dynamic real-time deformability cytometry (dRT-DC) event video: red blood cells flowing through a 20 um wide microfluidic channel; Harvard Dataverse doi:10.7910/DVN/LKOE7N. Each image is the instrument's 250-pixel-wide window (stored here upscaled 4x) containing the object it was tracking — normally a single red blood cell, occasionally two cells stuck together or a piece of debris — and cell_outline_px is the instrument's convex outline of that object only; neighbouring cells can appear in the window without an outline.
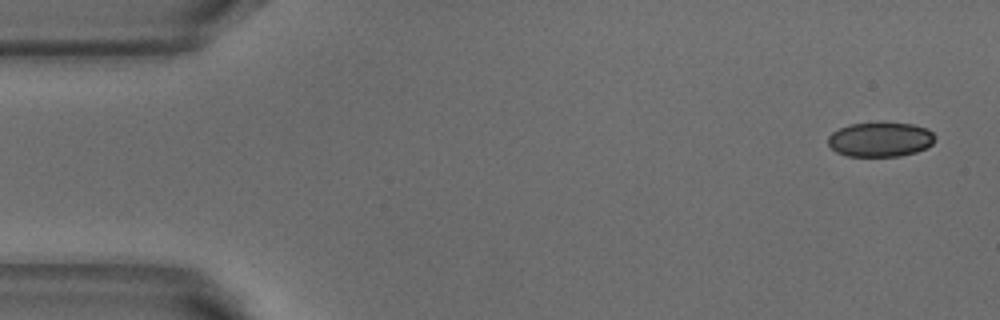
{"species": "common noctule bat (a hibernating species)", "species_latin": "Nyctalus noctula", "temperature_condition": "warm", "stored_images_in_passage": 5, "camera_frame_rate_fps": 3000, "um_per_image_px": 0.085, "animal": {"sex": "male", "body_mass_g": 18.8}, "frame": {"image": 1, "passage_image": 1, "time_ms": 0.0, "image_size_px": [1000, 320], "cell_outline_px": [[936, 140], [932, 144], [916, 152], [900, 156], [848, 156], [836, 152], [828, 144], [828, 136], [832, 132], [840, 128], [852, 124], [912, 124], [928, 128], [936, 136]], "centroid_in_image_um": [74.84, 11.87], "position_along_channel_um": 10.2, "area_um2": 21.27}}
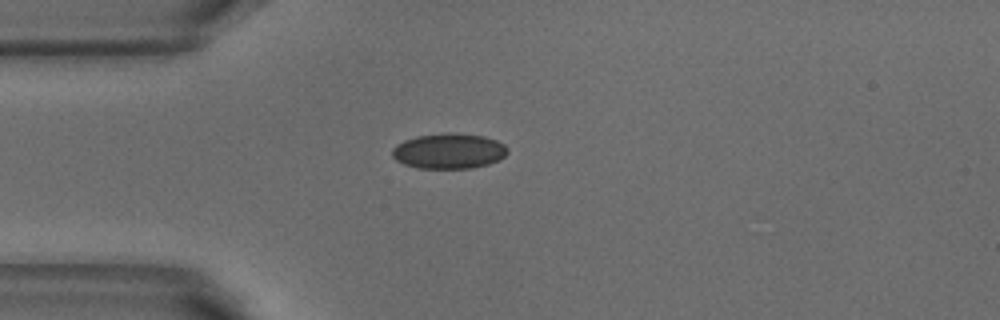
{"frame": {"image": 2, "passage_image": 4, "time_ms": 1.0, "image_size_px": [1000, 320], "cell_outline_px": [[508, 152], [500, 160], [488, 164], [472, 168], [416, 168], [404, 164], [396, 160], [392, 156], [392, 148], [396, 144], [404, 140], [416, 136], [448, 132], [484, 136], [496, 140], [504, 144], [508, 148]], "centroid_in_image_um": [38.15, 12.84], "position_along_channel_um": 46.9, "area_um2": 23.93}}